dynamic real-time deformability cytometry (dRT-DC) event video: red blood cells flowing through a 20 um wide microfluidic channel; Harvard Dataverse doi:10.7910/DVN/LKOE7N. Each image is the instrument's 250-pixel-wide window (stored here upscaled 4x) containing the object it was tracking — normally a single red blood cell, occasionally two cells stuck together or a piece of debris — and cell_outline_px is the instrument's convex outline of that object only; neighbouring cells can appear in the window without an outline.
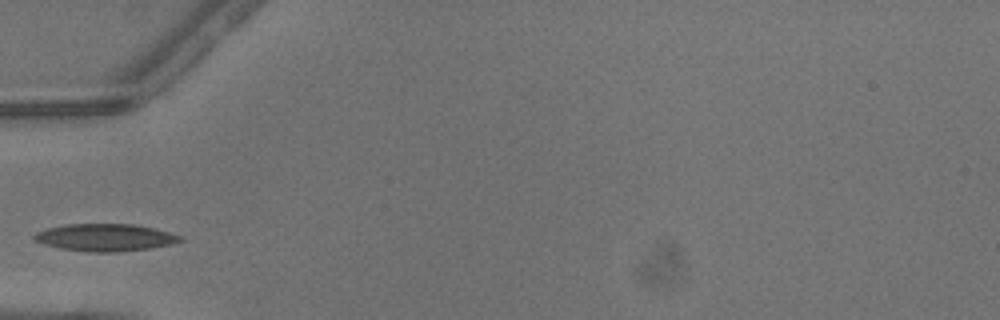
{"species": "common noctule bat (a hibernating species)", "species_latin": "Nyctalus noctula", "temperature_condition": "warm", "stored_images_in_passage": 2, "camera_frame_rate_fps": 3000, "um_per_image_px": 0.085, "animal": {"sex": "male", "body_mass_g": 13.3}, "frame": {"image": 1, "passage_image": 2, "time_ms": 0.333, "image_size_px": [1000, 320], "cell_outline_px": [[184, 240], [172, 244], [152, 248], [116, 252], [88, 252], [60, 248], [44, 244], [36, 240], [32, 236], [36, 232], [48, 228], [68, 224], [132, 224], [152, 228], [184, 236]], "centroid_in_image_um": [8.97, 20.19], "position_along_channel_um": 76.0, "area_um2": 23.18}}